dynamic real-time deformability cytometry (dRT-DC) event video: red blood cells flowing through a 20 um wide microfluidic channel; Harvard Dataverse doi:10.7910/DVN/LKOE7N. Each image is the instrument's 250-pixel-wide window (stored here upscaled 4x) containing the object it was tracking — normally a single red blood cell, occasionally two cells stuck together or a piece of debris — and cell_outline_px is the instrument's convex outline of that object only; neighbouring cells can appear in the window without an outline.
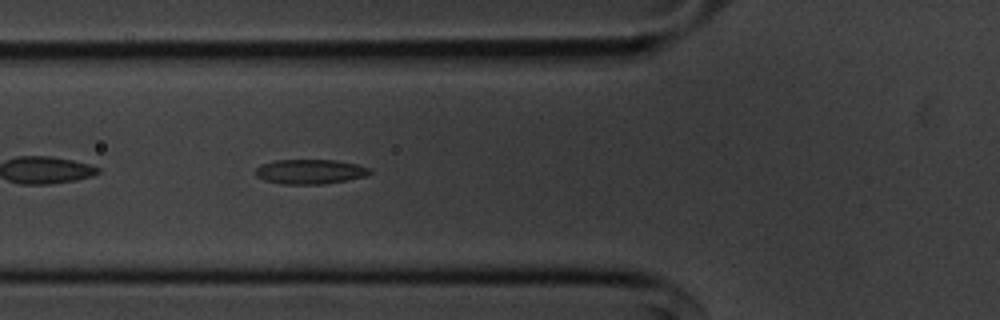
{"species": "common noctule bat (a hibernating species)", "species_latin": "Nyctalus noctula", "temperature_condition": "cold", "stored_images_in_passage": 54, "camera_frame_rate_fps": 3000, "um_per_image_px": 0.085, "animal": {"sex": "male", "body_mass_g": 20.1, "forearm_length_mm": 53.5}, "frame": {"image": 1, "passage_image": 19, "time_ms": 6.0, "image_size_px": [1000, 320], "cell_outline_px": [[372, 172], [364, 176], [324, 184], [280, 184], [264, 180], [256, 176], [256, 168], [260, 164], [272, 160], [336, 160], [356, 164], [368, 168]], "centroid_in_image_um": [26.29, 14.58], "position_along_channel_um": 99.5, "area_um2": 16.36}}
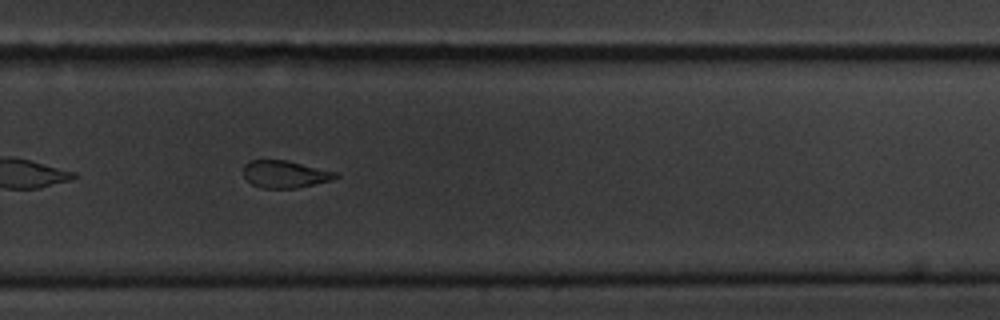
{"frame": {"image": 2, "passage_image": 36, "time_ms": 11.667, "image_size_px": [1000, 320], "cell_outline_px": [[340, 176], [332, 180], [296, 188], [260, 188], [252, 184], [244, 176], [244, 164], [248, 160], [284, 160], [340, 172]], "centroid_in_image_um": [24.25, 14.8], "position_along_channel_um": 305.5, "area_um2": 14.74}}
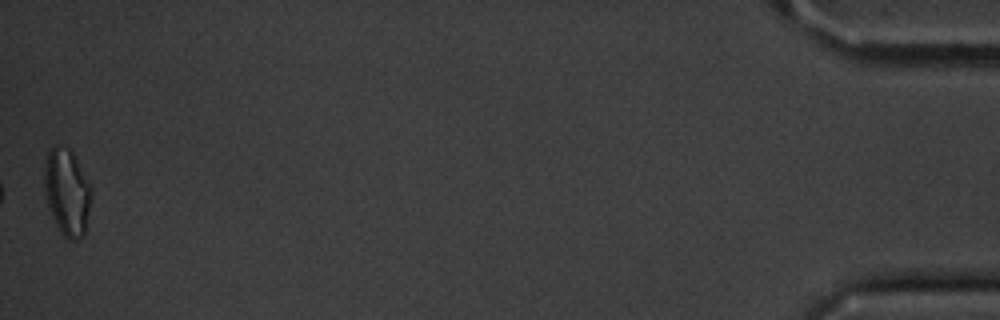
{"frame": {"image": 3, "passage_image": 54, "time_ms": 17.667, "image_size_px": [1000, 320], "cell_outline_px": [[92, 196], [84, 236], [76, 240], [72, 240], [64, 236], [60, 232], [52, 216], [44, 192], [44, 164], [48, 152], [52, 144], [56, 144], [68, 148], [72, 152], [92, 188]], "centroid_in_image_um": [5.69, 16.32], "position_along_channel_um": 429.5, "area_um2": 23.87}, "authors_computed_cell_mechanics": {"area_um2": 17.1377, "velocity_mm_per_s": 3.6394, "shape_relaxation_time_tau1_ms": 10.4752, "shape_relaxation_time_tau2_ms": 4.5974, "deformation_change_tau1": 0.2289, "deformation_change_tau2": 0.1172}}